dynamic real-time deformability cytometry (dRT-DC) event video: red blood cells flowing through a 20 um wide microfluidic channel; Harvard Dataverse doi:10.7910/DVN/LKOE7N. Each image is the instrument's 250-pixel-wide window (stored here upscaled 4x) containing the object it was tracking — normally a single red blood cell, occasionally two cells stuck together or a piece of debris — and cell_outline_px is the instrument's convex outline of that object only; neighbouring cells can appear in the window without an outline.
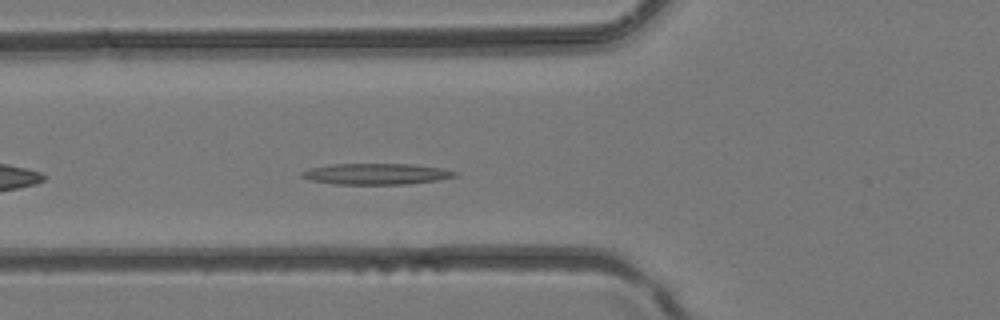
{"species": "common noctule bat (a hibernating species)", "species_latin": "Nyctalus noctula", "temperature_condition": "room temperature", "stored_images_in_passage": 31, "camera_frame_rate_fps": 3000, "um_per_image_px": 0.085, "animal": {"sex": "female", "body_mass_g": 24.6, "forearm_length_mm": 56.2}, "frame": {"image": 1, "passage_image": 5, "time_ms": 1.333, "image_size_px": [1000, 320], "cell_outline_px": [[460, 176], [436, 180], [408, 184], [332, 184], [312, 180], [300, 176], [300, 172], [312, 168], [332, 164], [412, 164], [440, 168], [460, 172]], "centroid_in_image_um": [32.03, 14.78], "position_along_channel_um": 93.8, "area_um2": 18.79}}
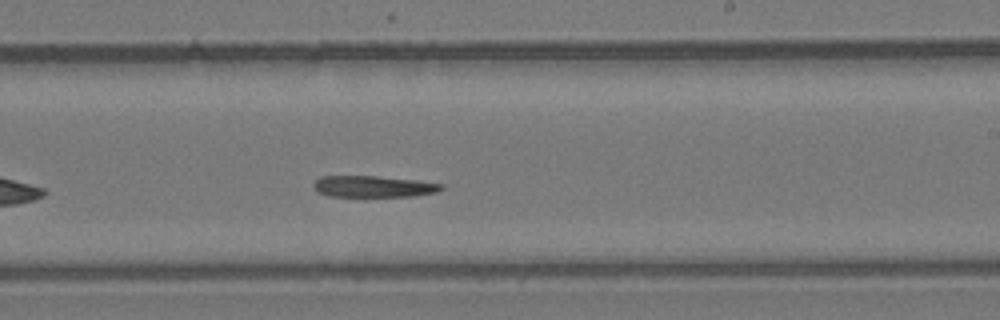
{"frame": {"image": 2, "passage_image": 15, "time_ms": 4.667, "image_size_px": [1000, 320], "cell_outline_px": [[444, 188], [436, 192], [412, 196], [328, 196], [320, 192], [312, 184], [320, 176], [376, 176], [416, 180], [444, 184]], "centroid_in_image_um": [31.76, 15.84], "position_along_channel_um": 257.2, "area_um2": 15.78}}
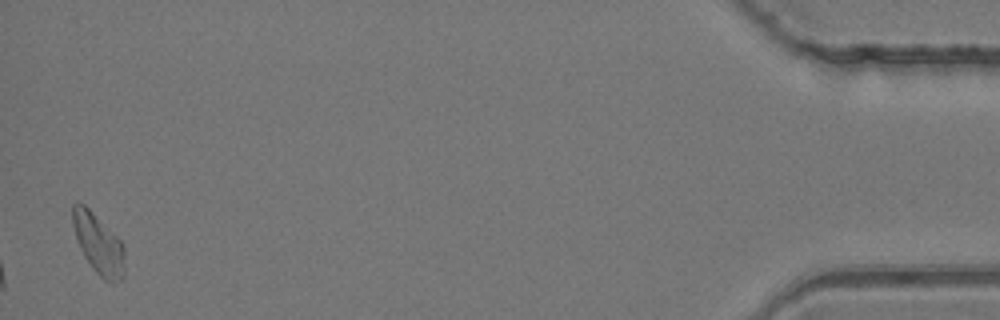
{"frame": {"image": 3, "passage_image": 31, "time_ms": 10.0, "image_size_px": [1000, 320], "cell_outline_px": [[124, 276], [120, 280], [112, 284], [104, 280], [92, 268], [84, 256], [80, 248], [72, 224], [72, 204], [84, 204], [124, 244]], "centroid_in_image_um": [8.38, 20.77], "position_along_channel_um": 426.8, "area_um2": 18.03}}